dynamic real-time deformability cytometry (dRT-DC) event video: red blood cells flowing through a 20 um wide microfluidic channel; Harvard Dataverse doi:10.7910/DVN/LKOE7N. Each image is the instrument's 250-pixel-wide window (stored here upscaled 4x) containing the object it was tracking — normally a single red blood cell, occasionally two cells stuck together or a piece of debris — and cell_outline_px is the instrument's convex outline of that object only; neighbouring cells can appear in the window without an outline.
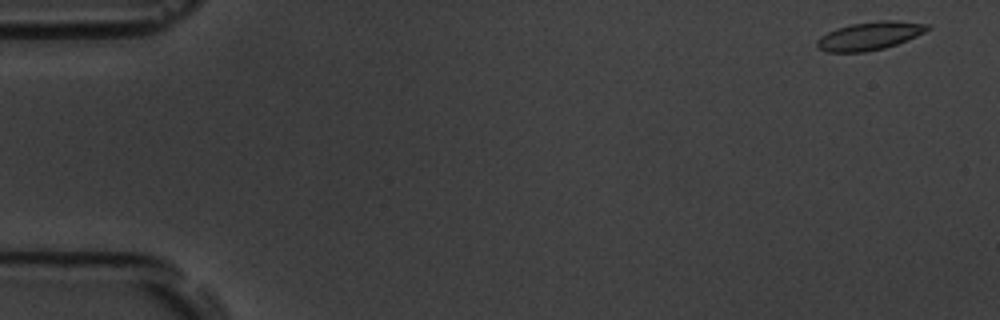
{"species": "common noctule bat (a hibernating species)", "species_latin": "Nyctalus noctula", "temperature_condition": "room temperature", "stored_images_in_passage": 10, "camera_frame_rate_fps": 3000, "um_per_image_px": 0.085, "animal": {"sex": "male", "body_mass_g": 19.5, "forearm_length_mm": 54.6}, "frame": {"image": 1, "passage_image": 1, "time_ms": 0.0, "image_size_px": [1000, 320], "cell_outline_px": [[932, 28], [908, 40], [884, 48], [864, 52], [824, 52], [816, 48], [816, 40], [820, 36], [836, 28], [852, 24], [880, 20], [896, 20], [932, 24]], "centroid_in_image_um": [73.93, 3.05], "position_along_channel_um": 11.1, "area_um2": 18.38}}